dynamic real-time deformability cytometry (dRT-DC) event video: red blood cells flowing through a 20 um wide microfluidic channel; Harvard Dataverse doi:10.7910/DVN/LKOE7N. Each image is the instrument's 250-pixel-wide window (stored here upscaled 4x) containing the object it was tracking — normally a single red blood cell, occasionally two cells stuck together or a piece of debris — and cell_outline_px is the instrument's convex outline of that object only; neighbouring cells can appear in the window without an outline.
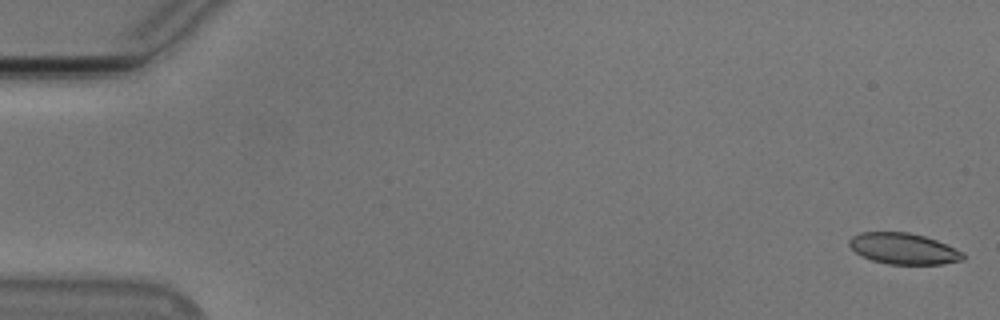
{"species": "Egyptian fruit bat (a non-hibernating species)", "species_latin": "Rousettus aegyptiacus", "temperature_condition": "cold", "stored_images_in_passage": 50, "camera_frame_rate_fps": 3000, "um_per_image_px": 0.085, "animal": {"sex": "male"}, "frame": {"image": 1, "passage_image": 1, "time_ms": 0.0, "image_size_px": [1000, 320], "cell_outline_px": [[964, 260], [940, 264], [888, 264], [872, 260], [856, 252], [848, 244], [848, 240], [852, 236], [860, 232], [908, 232], [924, 236], [936, 240], [964, 252]], "centroid_in_image_um": [76.8, 21.13], "position_along_channel_um": 8.2, "area_um2": 20.52}}
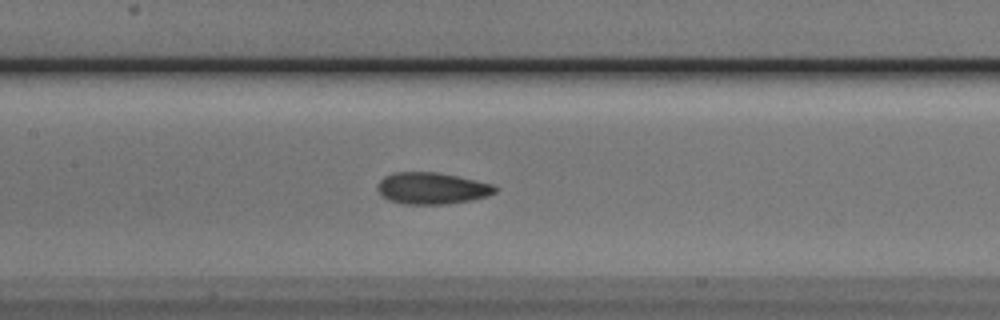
{"frame": {"image": 2, "passage_image": 26, "time_ms": 8.333, "image_size_px": [1000, 320], "cell_outline_px": [[496, 192], [488, 196], [472, 200], [448, 204], [404, 204], [388, 200], [376, 188], [376, 184], [384, 176], [392, 172], [436, 172], [456, 176], [492, 184], [496, 188]], "centroid_in_image_um": [36.68, 16.01], "position_along_channel_um": 170.7, "area_um2": 21.68}}
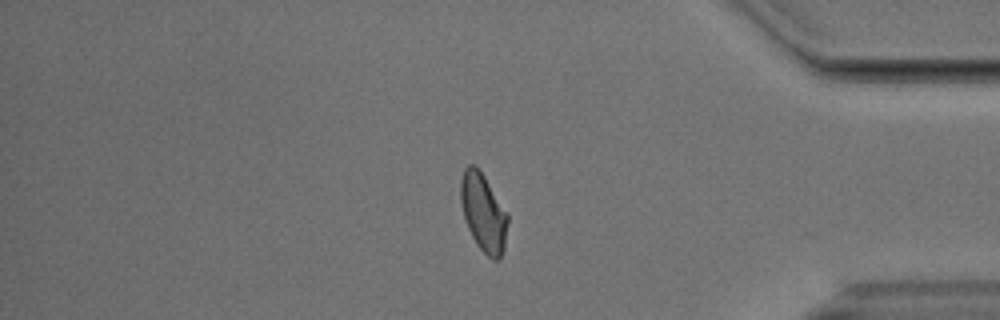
{"frame": {"image": 3, "passage_image": 46, "time_ms": 15.0, "image_size_px": [1000, 320], "cell_outline_px": [[508, 220], [504, 248], [500, 260], [492, 260], [476, 244], [468, 228], [464, 216], [460, 200], [460, 180], [464, 168], [468, 164], [476, 164], [508, 212]], "centroid_in_image_um": [41.09, 18.04], "position_along_channel_um": 394.1, "area_um2": 21.56}}